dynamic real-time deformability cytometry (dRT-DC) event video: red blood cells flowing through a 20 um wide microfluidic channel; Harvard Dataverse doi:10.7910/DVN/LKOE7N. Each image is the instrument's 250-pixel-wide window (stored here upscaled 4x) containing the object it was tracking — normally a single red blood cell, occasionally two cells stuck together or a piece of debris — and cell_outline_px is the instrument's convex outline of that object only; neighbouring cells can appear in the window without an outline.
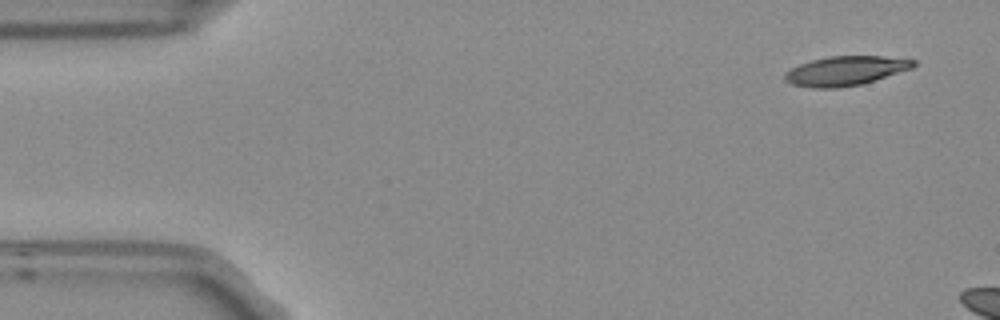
{"species": "Egyptian fruit bat (a non-hibernating species)", "species_latin": "Rousettus aegyptiacus", "temperature_condition": "room temperature", "stored_images_in_passage": 2, "camera_frame_rate_fps": 3000, "um_per_image_px": 0.085, "frame": {"image": 1, "passage_image": 1, "time_ms": 0.0, "image_size_px": [1000, 320], "cell_outline_px": [[916, 64], [912, 68], [860, 84], [836, 88], [812, 88], [792, 84], [784, 80], [784, 72], [800, 64], [812, 60], [828, 56], [884, 56], [916, 60]], "centroid_in_image_um": [71.83, 6.01], "position_along_channel_um": 13.2, "area_um2": 21.79}}